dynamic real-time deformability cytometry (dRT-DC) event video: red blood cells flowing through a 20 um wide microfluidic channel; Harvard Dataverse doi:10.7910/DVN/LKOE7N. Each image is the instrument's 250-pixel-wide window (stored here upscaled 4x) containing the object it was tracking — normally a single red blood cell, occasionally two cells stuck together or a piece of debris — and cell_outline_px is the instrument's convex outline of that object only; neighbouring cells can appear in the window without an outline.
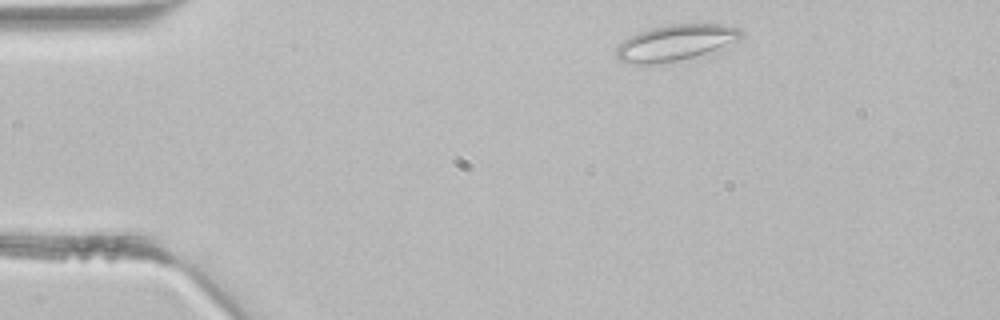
{"species": "common noctule bat (a hibernating species)", "species_latin": "Nyctalus noctula", "temperature_condition": "room temperature", "stored_images_in_passage": 3, "camera_frame_rate_fps": 3000, "um_per_image_px": 0.085, "animal": {"sex": "male", "body_mass_g": 21.5, "forearm_length_mm": 52.0}, "frame": {"image": 1, "passage_image": 1, "time_ms": 0.0, "image_size_px": [1000, 320], "cell_outline_px": [[744, 36], [736, 40], [704, 52], [692, 56], [676, 60], [648, 64], [632, 64], [616, 60], [616, 48], [628, 36], [652, 28], [668, 24], [704, 20], [740, 28], [744, 32]], "centroid_in_image_um": [57.41, 3.55], "position_along_channel_um": 27.6, "area_um2": 26.3}}